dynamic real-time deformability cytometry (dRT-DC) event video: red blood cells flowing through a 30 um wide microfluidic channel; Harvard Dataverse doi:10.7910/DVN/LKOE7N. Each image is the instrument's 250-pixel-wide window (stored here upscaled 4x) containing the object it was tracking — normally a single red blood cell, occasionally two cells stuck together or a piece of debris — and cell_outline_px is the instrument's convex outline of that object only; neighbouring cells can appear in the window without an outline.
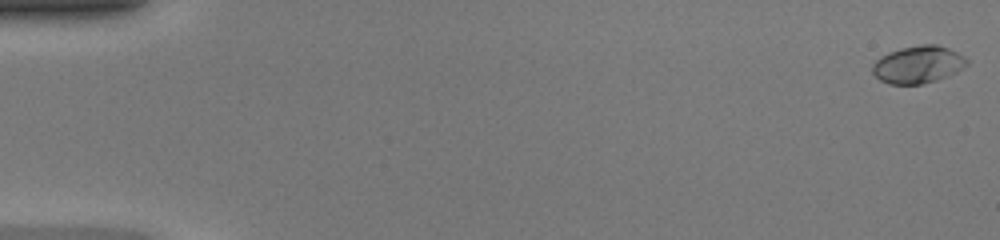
{"species": "common noctule bat (a hibernating species)", "species_latin": "Nyctalus noctula", "temperature_condition": "warm", "stored_images_in_passage": 14, "camera_frame_rate_fps": 3000, "um_per_image_px": 0.085, "animal": {"sex": "female", "body_mass_g": 20.0, "forearm_length_mm": 54.0}, "frame": {"image": 1, "passage_image": 1, "time_ms": 0.0, "image_size_px": [1000, 240], "cell_outline_px": [[968, 64], [956, 72], [948, 76], [924, 84], [888, 84], [880, 80], [872, 72], [872, 64], [880, 56], [888, 52], [900, 48], [920, 44], [936, 44], [948, 48], [964, 56], [968, 60]], "centroid_in_image_um": [78.02, 5.48], "position_along_channel_um": 7.0, "area_um2": 20.69}}
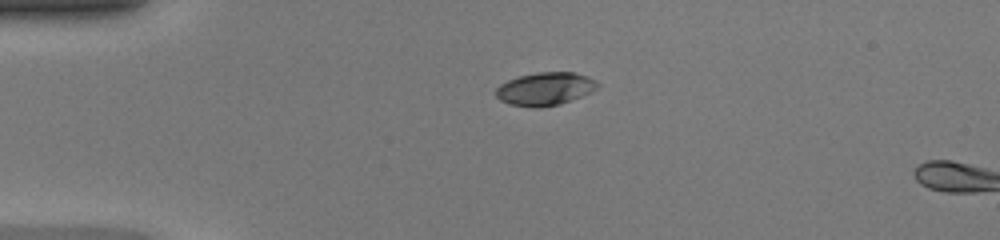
{"frame": {"image": 2, "passage_image": 12, "time_ms": 3.667, "image_size_px": [1000, 240], "cell_outline_px": [[600, 84], [592, 92], [560, 104], [540, 108], [532, 108], [508, 104], [500, 100], [496, 96], [496, 88], [500, 84], [508, 80], [520, 76], [536, 72], [572, 72], [588, 76], [596, 80]], "centroid_in_image_um": [46.33, 7.56], "position_along_channel_um": 38.7, "area_um2": 19.71}}